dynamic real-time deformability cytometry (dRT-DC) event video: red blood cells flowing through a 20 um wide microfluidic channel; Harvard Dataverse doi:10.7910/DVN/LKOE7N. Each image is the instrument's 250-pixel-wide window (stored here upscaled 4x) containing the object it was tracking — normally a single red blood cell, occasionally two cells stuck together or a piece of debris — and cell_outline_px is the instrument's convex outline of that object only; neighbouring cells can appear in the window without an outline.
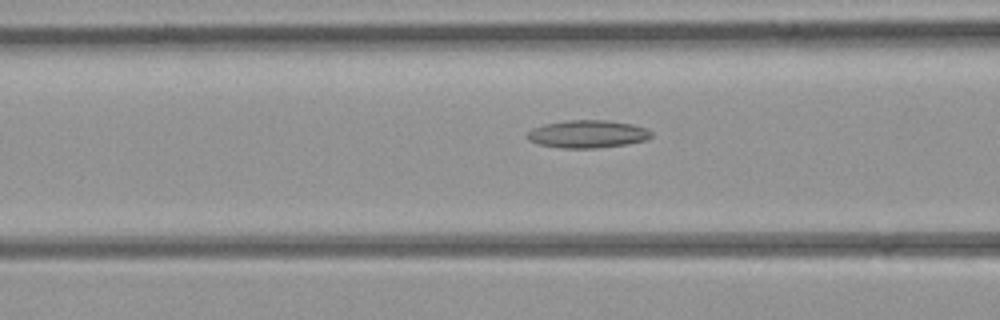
{"species": "common noctule bat (a hibernating species)", "species_latin": "Nyctalus noctula", "temperature_condition": "room temperature", "stored_images_in_passage": 5, "camera_frame_rate_fps": 3000, "um_per_image_px": 0.085, "animal": {"sex": "female", "body_mass_g": 21.9}, "frame": {"image": 1, "passage_image": 4, "time_ms": 1.0, "image_size_px": [1000, 320], "cell_outline_px": [[652, 136], [644, 140], [624, 144], [596, 148], [560, 148], [536, 144], [528, 140], [528, 132], [532, 128], [544, 124], [568, 120], [608, 120], [632, 124], [644, 128], [652, 132]], "centroid_in_image_um": [49.9, 11.39], "position_along_channel_um": 116.7, "area_um2": 19.94}}